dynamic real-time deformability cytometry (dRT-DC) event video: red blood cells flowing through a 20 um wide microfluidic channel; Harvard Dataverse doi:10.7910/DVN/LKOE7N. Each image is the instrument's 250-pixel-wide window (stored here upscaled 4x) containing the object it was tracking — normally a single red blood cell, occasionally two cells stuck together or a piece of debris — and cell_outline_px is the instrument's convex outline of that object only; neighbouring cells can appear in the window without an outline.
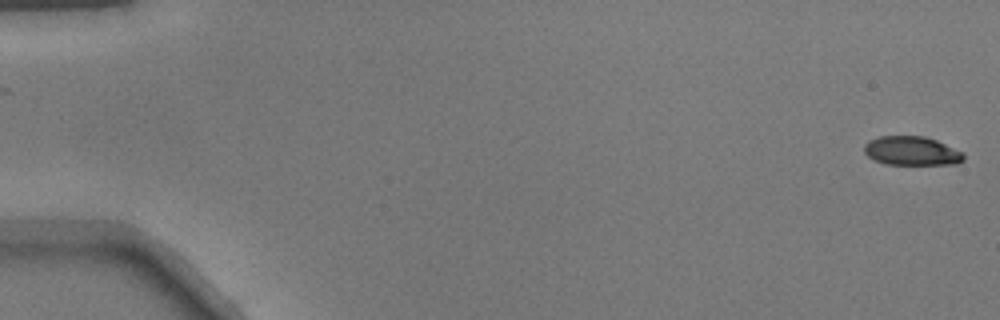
{"species": "common noctule bat (a hibernating species)", "species_latin": "Nyctalus noctula", "temperature_condition": "warm", "stored_images_in_passage": 51, "camera_frame_rate_fps": 3000, "um_per_image_px": 0.085, "animal": {"sex": "male", "body_mass_g": 17.9}, "frame": {"image": 1, "passage_image": 1, "time_ms": 0.0, "image_size_px": [1000, 320], "cell_outline_px": [[964, 160], [956, 164], [888, 164], [876, 160], [868, 156], [864, 152], [864, 144], [868, 140], [880, 136], [924, 136], [936, 140], [964, 152]], "centroid_in_image_um": [77.5, 12.82], "position_along_channel_um": 7.5, "area_um2": 16.76}}
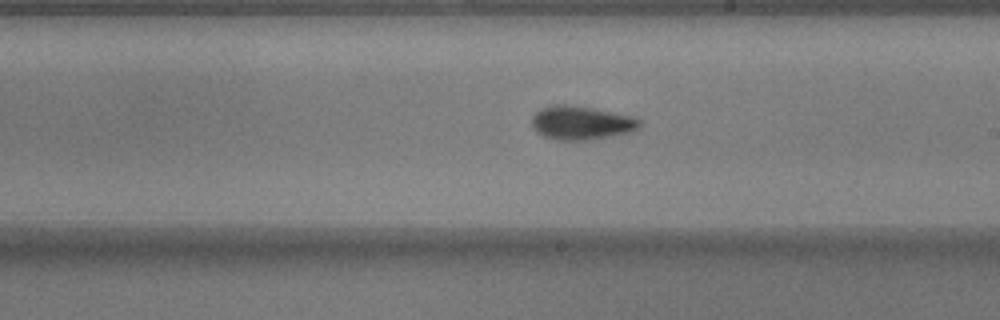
{"frame": {"image": 2, "passage_image": 30, "time_ms": 9.667, "image_size_px": [1000, 320], "cell_outline_px": [[644, 124], [640, 128], [632, 132], [612, 136], [588, 140], [556, 140], [544, 136], [536, 132], [532, 128], [532, 116], [540, 108], [552, 104], [564, 104], [592, 108], [632, 116], [640, 120]], "centroid_in_image_um": [49.41, 10.44], "position_along_channel_um": 239.6, "area_um2": 21.44}}
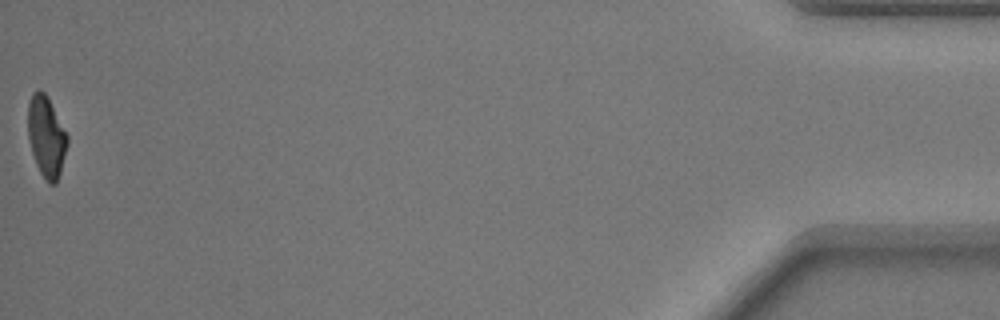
{"frame": {"image": 3, "passage_image": 51, "time_ms": 16.667, "image_size_px": [1000, 320], "cell_outline_px": [[68, 144], [60, 172], [56, 184], [48, 184], [40, 172], [36, 164], [28, 140], [28, 104], [32, 92], [40, 88], [48, 96], [68, 136]], "centroid_in_image_um": [3.93, 11.59], "position_along_channel_um": 431.3, "area_um2": 18.73}}